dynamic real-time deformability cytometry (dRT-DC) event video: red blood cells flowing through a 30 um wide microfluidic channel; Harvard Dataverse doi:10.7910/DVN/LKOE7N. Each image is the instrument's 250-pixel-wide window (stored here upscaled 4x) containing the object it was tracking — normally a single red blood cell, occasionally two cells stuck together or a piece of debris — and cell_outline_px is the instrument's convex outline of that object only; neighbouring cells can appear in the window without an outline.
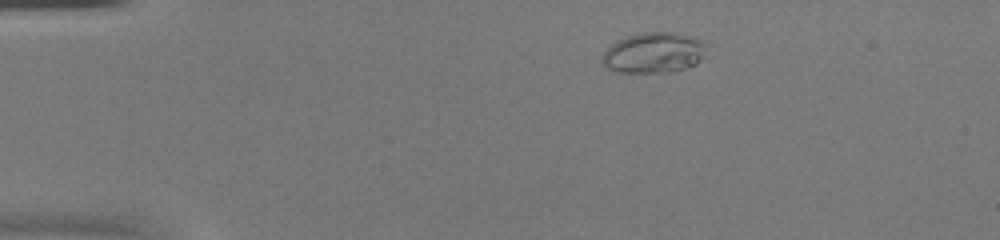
{"species": "common noctule bat (a hibernating species)", "species_latin": "Nyctalus noctula", "temperature_condition": "warm", "stored_images_in_passage": 51, "camera_frame_rate_fps": 3000, "um_per_image_px": 0.085, "animal": {"sex": "female", "body_mass_g": 20.0, "forearm_length_mm": 54.0}, "frame": {"image": 1, "passage_image": 8, "time_ms": 2.333, "image_size_px": [1000, 240], "cell_outline_px": [[704, 44], [700, 60], [696, 64], [688, 68], [672, 72], [612, 72], [604, 68], [604, 52], [616, 40], [640, 32], [672, 32], [692, 36], [700, 40]], "centroid_in_image_um": [55.53, 4.49], "position_along_channel_um": 29.5, "area_um2": 24.51}}
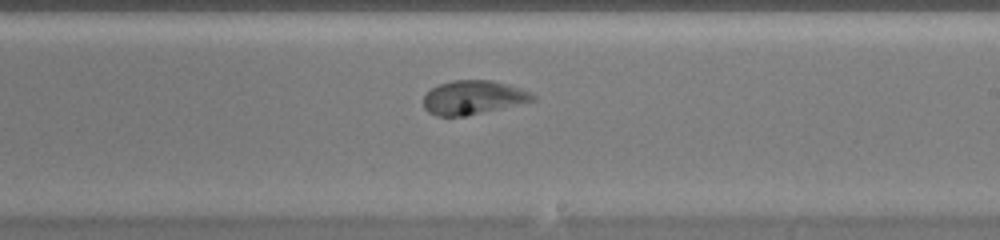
{"frame": {"image": 2, "passage_image": 30, "time_ms": 9.667, "image_size_px": [1000, 240], "cell_outline_px": [[536, 100], [464, 116], [436, 116], [428, 112], [424, 108], [424, 96], [432, 88], [440, 84], [452, 80], [492, 80], [520, 88], [536, 96]], "centroid_in_image_um": [40.19, 8.28], "position_along_channel_um": 248.8, "area_um2": 21.27}}
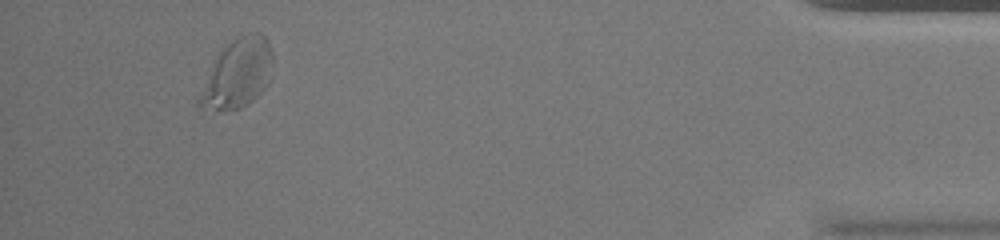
{"frame": {"image": 3, "passage_image": 48, "time_ms": 15.667, "image_size_px": [1000, 240], "cell_outline_px": [[272, 60], [268, 84], [248, 104], [240, 108], [216, 108], [196, 104], [196, 100], [212, 64], [216, 56], [232, 40], [240, 36], [256, 32], [260, 32], [268, 40], [272, 48]], "centroid_in_image_um": [20.22, 6.21], "position_along_channel_um": 415.0, "area_um2": 28.67}, "authors_computed_cell_mechanics": {"area_um2": 23.409, "velocity_mm_per_s": 3.8071, "shape_relaxation_time_tau1_ms": 1.5125, "shape_relaxation_time_tau2_ms": 0.9638, "deformation_change_tau1": 0.0915, "deformation_change_tau2": 0.0619}}